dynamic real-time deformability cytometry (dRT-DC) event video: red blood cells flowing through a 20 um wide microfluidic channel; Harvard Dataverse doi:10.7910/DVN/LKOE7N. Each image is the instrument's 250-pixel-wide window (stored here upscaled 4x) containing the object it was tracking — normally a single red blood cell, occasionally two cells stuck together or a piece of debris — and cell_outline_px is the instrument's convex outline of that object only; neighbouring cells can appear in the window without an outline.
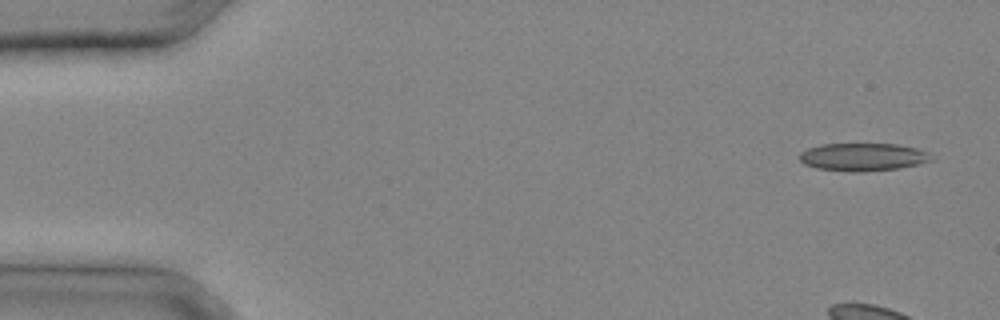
{"species": "common noctule bat (a hibernating species)", "species_latin": "Nyctalus noctula", "temperature_condition": "cold", "stored_images_in_passage": 31, "camera_frame_rate_fps": 3000, "um_per_image_px": 0.085, "animal": {"sex": "male", "body_mass_g": 20.4}, "frame": {"image": 1, "passage_image": 1, "time_ms": 0.0, "image_size_px": [1000, 320], "cell_outline_px": [[936, 160], [900, 168], [864, 172], [852, 172], [816, 168], [804, 164], [800, 160], [800, 152], [808, 148], [820, 144], [896, 144], [916, 148], [928, 152]], "centroid_in_image_um": [73.37, 13.35], "position_along_channel_um": 11.6, "area_um2": 21.56}}
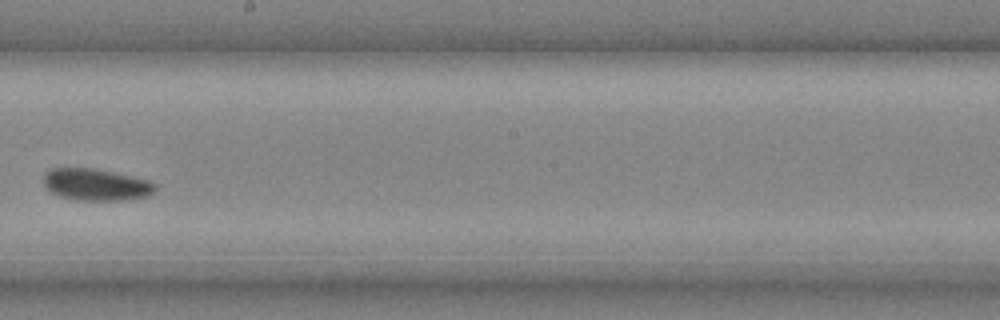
{"frame": {"image": 2, "passage_image": 19, "time_ms": 6.0, "image_size_px": [1000, 320], "cell_outline_px": [[156, 188], [148, 196], [120, 200], [80, 200], [60, 196], [44, 188], [44, 172], [48, 168], [92, 168], [152, 180], [156, 184]], "centroid_in_image_um": [8.14, 15.68], "position_along_channel_um": 240.1, "area_um2": 20.75}}
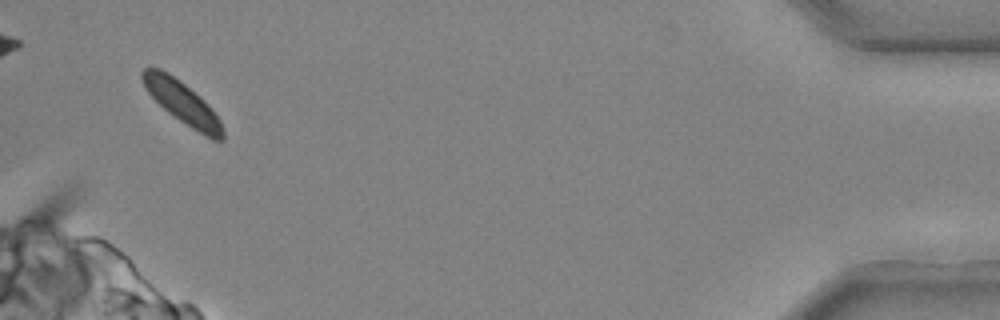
{"frame": {"image": 3, "passage_image": 31, "time_ms": 10.0, "image_size_px": [1000, 320], "cell_outline_px": [[224, 140], [212, 140], [204, 136], [168, 112], [144, 88], [140, 76], [140, 72], [144, 68], [160, 68], [168, 72], [200, 96], [212, 108], [220, 120], [224, 132]], "centroid_in_image_um": [15.5, 8.72], "position_along_channel_um": 419.7, "area_um2": 19.65}}